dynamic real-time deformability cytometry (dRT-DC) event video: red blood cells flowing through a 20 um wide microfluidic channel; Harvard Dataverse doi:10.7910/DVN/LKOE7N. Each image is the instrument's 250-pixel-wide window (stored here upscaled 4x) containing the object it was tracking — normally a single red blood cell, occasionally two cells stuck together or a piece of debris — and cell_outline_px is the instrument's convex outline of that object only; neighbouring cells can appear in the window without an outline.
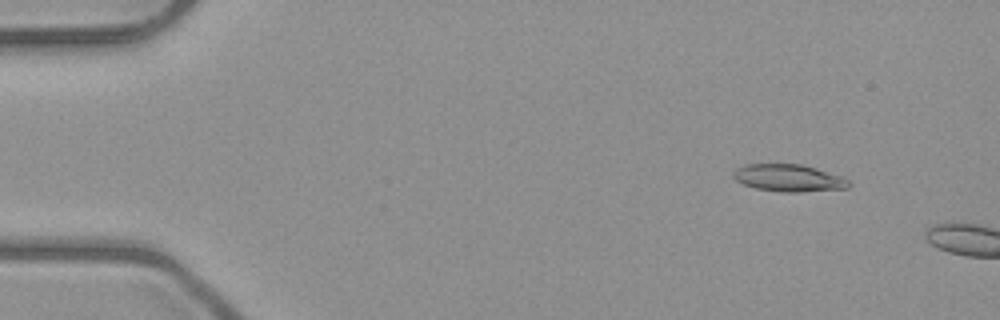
{"species": "common noctule bat (a hibernating species)", "species_latin": "Nyctalus noctula", "temperature_condition": "room temperature", "stored_images_in_passage": 3, "camera_frame_rate_fps": 3000, "um_per_image_px": 0.085, "animal": {"sex": "male", "body_mass_g": 23.1, "forearm_length_mm": 52.7}, "frame": {"image": 1, "passage_image": 2, "time_ms": 1.333, "image_size_px": [1000, 320], "cell_outline_px": [[852, 184], [848, 188], [800, 192], [784, 192], [756, 188], [744, 184], [736, 180], [732, 176], [732, 172], [736, 168], [744, 164], [800, 164], [816, 168], [840, 176], [848, 180]], "centroid_in_image_um": [67.02, 15.12], "position_along_channel_um": 18.0, "area_um2": 18.26}}